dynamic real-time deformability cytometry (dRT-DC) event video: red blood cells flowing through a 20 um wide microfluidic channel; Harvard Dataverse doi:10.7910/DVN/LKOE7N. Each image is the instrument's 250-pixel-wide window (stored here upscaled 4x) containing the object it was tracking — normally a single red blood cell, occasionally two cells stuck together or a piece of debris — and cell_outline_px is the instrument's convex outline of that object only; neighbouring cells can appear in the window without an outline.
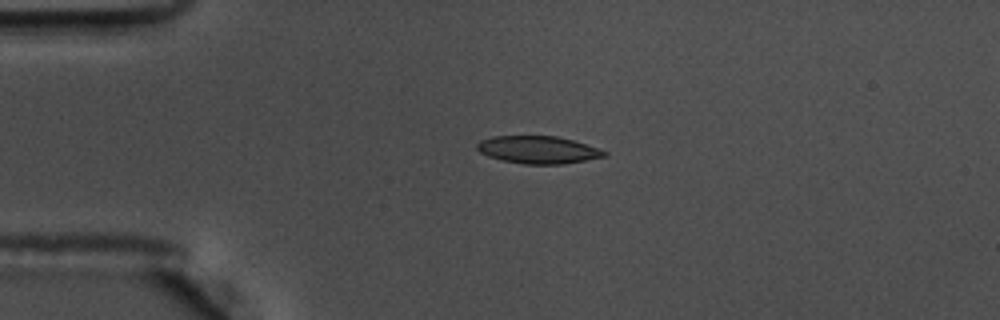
{"species": "common noctule bat (a hibernating species)", "species_latin": "Nyctalus noctula", "temperature_condition": "warm", "stored_images_in_passage": 44, "camera_frame_rate_fps": 3000, "um_per_image_px": 0.085, "animal": {"sex": "male", "body_mass_g": 17.5, "forearm_length_mm": 52.3}, "frame": {"image": 1, "passage_image": 1, "time_ms": 0.0, "image_size_px": [1000, 320], "cell_outline_px": [[608, 156], [564, 164], [524, 164], [500, 160], [488, 156], [480, 152], [476, 148], [476, 144], [480, 140], [492, 136], [556, 136], [572, 140], [608, 152]], "centroid_in_image_um": [45.71, 12.74], "position_along_channel_um": 39.3, "area_um2": 20.4}}
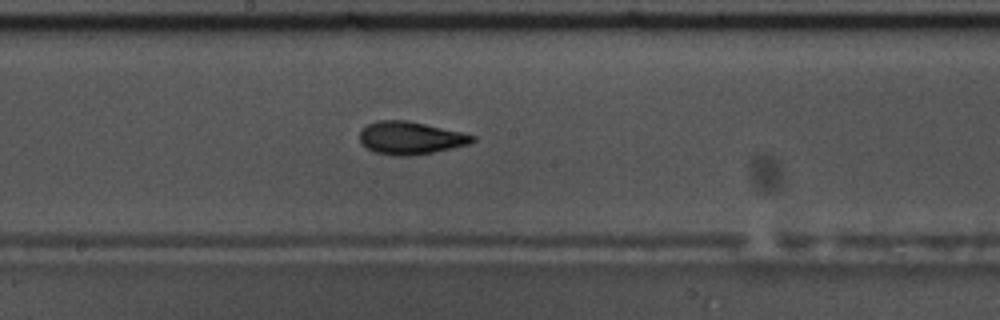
{"frame": {"image": 2, "passage_image": 18, "time_ms": 5.667, "image_size_px": [1000, 320], "cell_outline_px": [[476, 140], [468, 144], [452, 148], [432, 152], [408, 156], [396, 156], [376, 152], [360, 144], [360, 132], [368, 124], [376, 120], [408, 120], [464, 132], [476, 136]], "centroid_in_image_um": [34.91, 11.71], "position_along_channel_um": 213.3, "area_um2": 21.56}}
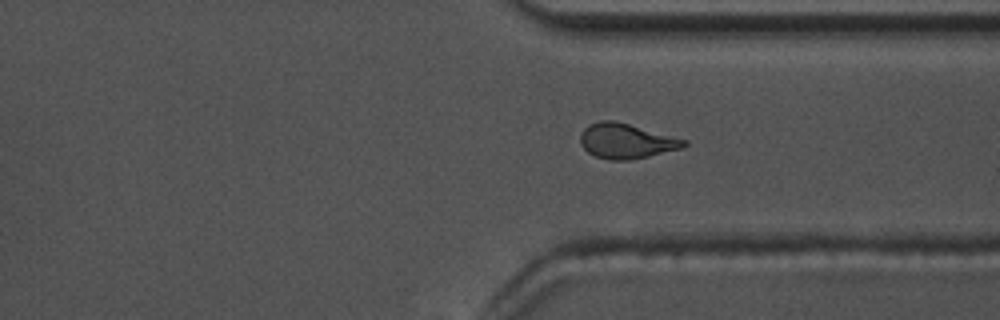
{"frame": {"image": 3, "passage_image": 30, "time_ms": 9.667, "image_size_px": [1000, 320], "cell_outline_px": [[688, 144], [680, 148], [632, 160], [608, 160], [596, 156], [588, 152], [580, 144], [580, 136], [584, 128], [588, 124], [600, 120], [616, 120], [688, 140]], "centroid_in_image_um": [53.21, 11.97], "position_along_channel_um": 358.2, "area_um2": 21.21}, "authors_computed_cell_mechanics": {"area_um2": 21.0681, "velocity_mm_per_s": 3.6132, "shape_relaxation_time_tau1_ms": 6.5342, "shape_relaxation_time_tau2_ms": 1.8138, "deformation_change_tau1": 0.1852, "deformation_change_tau2": 0.0775}}